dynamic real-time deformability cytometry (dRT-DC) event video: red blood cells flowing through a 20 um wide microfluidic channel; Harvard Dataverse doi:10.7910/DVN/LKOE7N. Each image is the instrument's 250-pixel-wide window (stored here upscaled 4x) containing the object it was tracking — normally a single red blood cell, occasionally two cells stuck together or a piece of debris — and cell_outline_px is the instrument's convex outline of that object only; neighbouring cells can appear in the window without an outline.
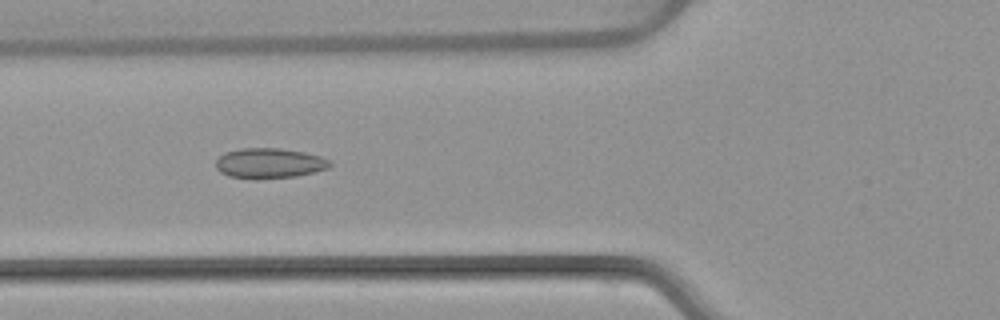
{"species": "common noctule bat (a hibernating species)", "species_latin": "Nyctalus noctula", "temperature_condition": "warm", "stored_images_in_passage": 53, "camera_frame_rate_fps": 3000, "um_per_image_px": 0.085, "animal": {"sex": "female", "body_mass_g": 22.7, "forearm_length_mm": 54.2}, "frame": {"image": 1, "passage_image": 20, "time_ms": 6.333, "image_size_px": [1000, 320], "cell_outline_px": [[332, 164], [328, 168], [296, 176], [252, 180], [228, 176], [220, 172], [216, 168], [216, 160], [224, 152], [240, 148], [280, 148], [304, 152], [320, 156], [332, 160]], "centroid_in_image_um": [22.87, 13.88], "position_along_channel_um": 102.9, "area_um2": 20.35}}
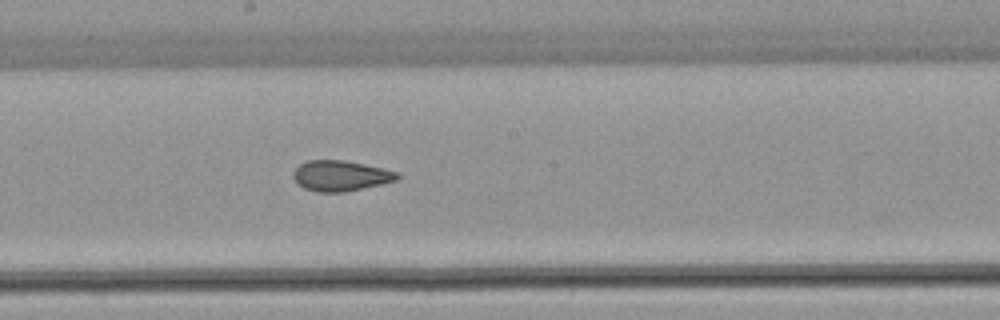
{"frame": {"image": 2, "passage_image": 29, "time_ms": 9.333, "image_size_px": [1000, 320], "cell_outline_px": [[400, 176], [396, 180], [380, 184], [344, 192], [316, 192], [304, 188], [292, 176], [292, 172], [300, 164], [308, 160], [344, 160], [384, 168], [400, 172]], "centroid_in_image_um": [28.96, 14.93], "position_along_channel_um": 219.2, "area_um2": 18.44}}
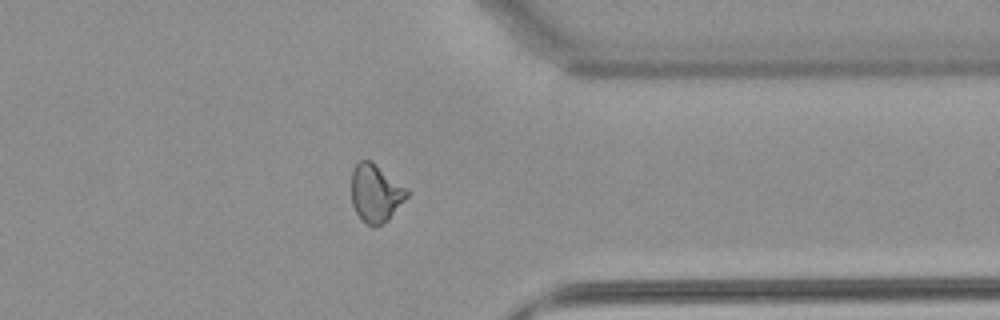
{"frame": {"image": 3, "passage_image": 42, "time_ms": 13.667, "image_size_px": [1000, 320], "cell_outline_px": [[408, 196], [388, 220], [372, 228], [356, 212], [352, 204], [352, 168], [360, 160], [372, 160], [408, 188]], "centroid_in_image_um": [31.94, 16.38], "position_along_channel_um": 379.5, "area_um2": 18.79}, "authors_computed_cell_mechanics": {"area_um2": 19.7098, "velocity_mm_per_s": 3.8655, "shape_relaxation_time_tau1_ms": null, "shape_relaxation_time_tau2_ms": 1.7761, "deformation_change_tau1": null, "deformation_change_tau2": 0.0787}}